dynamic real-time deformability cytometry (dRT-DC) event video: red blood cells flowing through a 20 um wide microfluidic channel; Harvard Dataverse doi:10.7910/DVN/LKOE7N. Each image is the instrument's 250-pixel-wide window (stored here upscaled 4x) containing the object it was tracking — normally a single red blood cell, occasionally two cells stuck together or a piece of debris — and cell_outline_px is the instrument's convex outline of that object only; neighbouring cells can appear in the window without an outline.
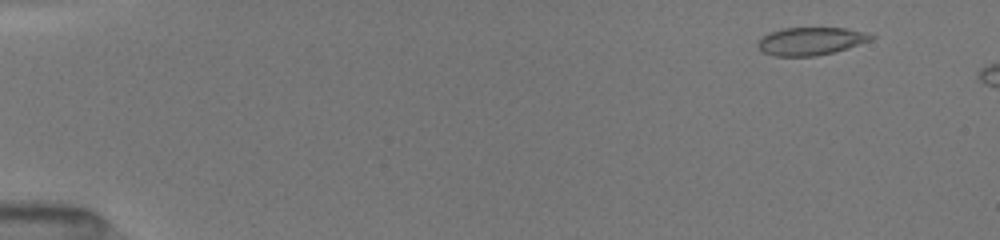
{"species": "common noctule bat (a hibernating species)", "species_latin": "Nyctalus noctula", "temperature_condition": "room temperature", "stored_images_in_passage": 27, "camera_frame_rate_fps": 3000, "um_per_image_px": 0.085, "animal": {"sex": "female", "body_mass_g": 19.5, "forearm_length_mm": 54.1}, "frame": {"image": 1, "passage_image": 3, "time_ms": 1.0, "image_size_px": [1000, 240], "cell_outline_px": [[876, 36], [868, 40], [848, 48], [816, 56], [776, 56], [764, 52], [756, 44], [760, 36], [784, 28], [848, 28], [864, 32]], "centroid_in_image_um": [68.88, 3.49], "position_along_channel_um": 16.1, "area_um2": 18.15}}
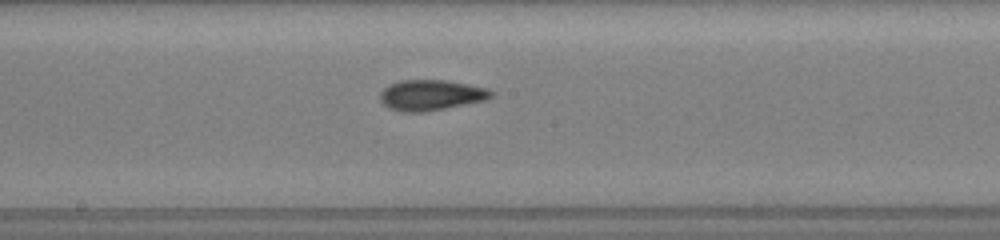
{"frame": {"image": 2, "passage_image": 16, "time_ms": 9.0, "image_size_px": [1000, 240], "cell_outline_px": [[496, 92], [488, 100], [424, 112], [404, 112], [388, 108], [380, 100], [380, 92], [384, 88], [400, 80], [444, 80], [468, 84], [488, 88]], "centroid_in_image_um": [36.67, 8.09], "position_along_channel_um": 211.5, "area_um2": 19.88}}
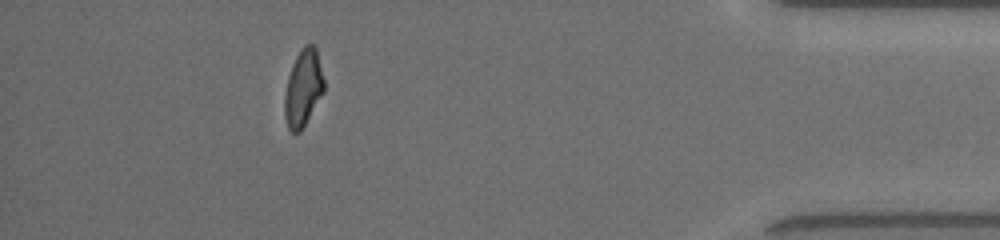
{"frame": {"image": 3, "passage_image": 26, "time_ms": 15.0, "image_size_px": [1000, 240], "cell_outline_px": [[324, 92], [300, 132], [292, 132], [288, 128], [284, 116], [284, 96], [288, 76], [292, 64], [296, 56], [304, 44], [312, 44], [316, 48], [324, 80]], "centroid_in_image_um": [25.76, 7.48], "position_along_channel_um": 409.4, "area_um2": 17.63}}